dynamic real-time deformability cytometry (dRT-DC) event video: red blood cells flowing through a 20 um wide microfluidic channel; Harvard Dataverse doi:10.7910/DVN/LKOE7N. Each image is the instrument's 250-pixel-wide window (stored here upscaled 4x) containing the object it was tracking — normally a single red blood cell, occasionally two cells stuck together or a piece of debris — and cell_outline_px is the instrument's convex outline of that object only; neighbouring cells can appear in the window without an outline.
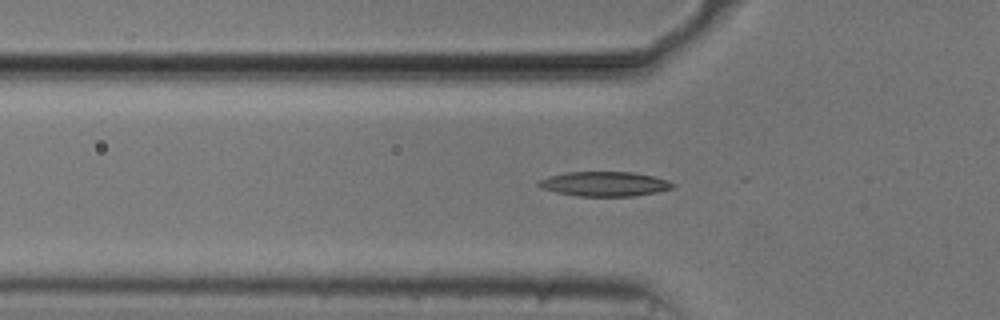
{"species": "common noctule bat (a hibernating species)", "species_latin": "Nyctalus noctula", "temperature_condition": "cold", "stored_images_in_passage": 48, "camera_frame_rate_fps": 3000, "um_per_image_px": 0.085, "animal": {"sex": "male", "body_mass_g": 20.5, "forearm_length_mm": 52.5}, "frame": {"image": 1, "passage_image": 18, "time_ms": 5.667, "image_size_px": [1000, 320], "cell_outline_px": [[668, 184], [664, 188], [648, 192], [620, 196], [592, 196], [564, 192], [552, 188], [560, 176], [580, 172], [620, 172], [648, 176], [660, 180]], "centroid_in_image_um": [51.63, 15.63], "position_along_channel_um": 74.2, "area_um2": 15.43}}
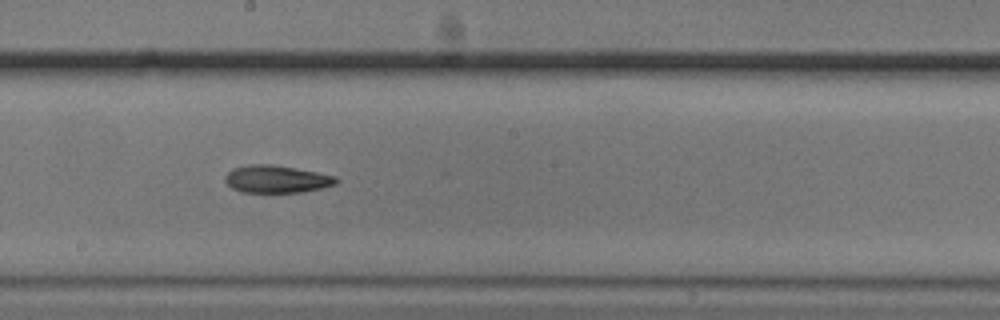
{"frame": {"image": 2, "passage_image": 30, "time_ms": 9.667, "image_size_px": [1000, 320], "cell_outline_px": [[336, 180], [328, 184], [312, 188], [288, 192], [252, 192], [236, 188], [228, 180], [228, 176], [232, 172], [240, 168], [288, 168], [328, 176]], "centroid_in_image_um": [23.48, 15.29], "position_along_channel_um": 224.7, "area_um2": 14.39}}
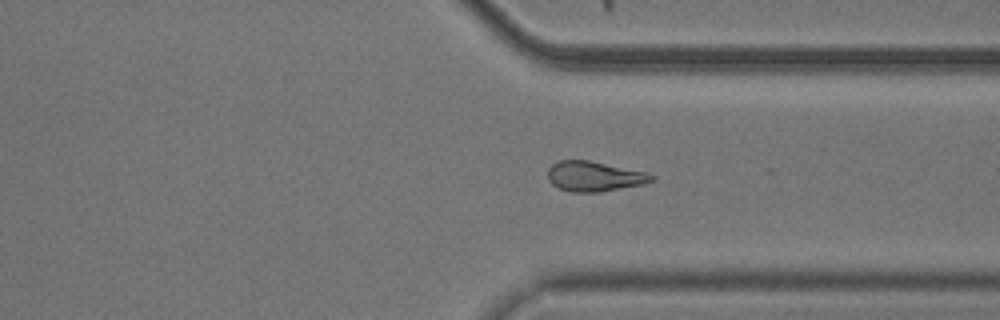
{"frame": {"image": 3, "passage_image": 41, "time_ms": 13.333, "image_size_px": [1000, 320], "cell_outline_px": [[652, 176], [648, 180], [636, 184], [612, 188], [564, 188], [556, 184], [548, 176], [548, 172], [556, 164], [564, 160], [584, 160], [636, 172]], "centroid_in_image_um": [50.39, 14.91], "position_along_channel_um": 361.0, "area_um2": 14.85}}